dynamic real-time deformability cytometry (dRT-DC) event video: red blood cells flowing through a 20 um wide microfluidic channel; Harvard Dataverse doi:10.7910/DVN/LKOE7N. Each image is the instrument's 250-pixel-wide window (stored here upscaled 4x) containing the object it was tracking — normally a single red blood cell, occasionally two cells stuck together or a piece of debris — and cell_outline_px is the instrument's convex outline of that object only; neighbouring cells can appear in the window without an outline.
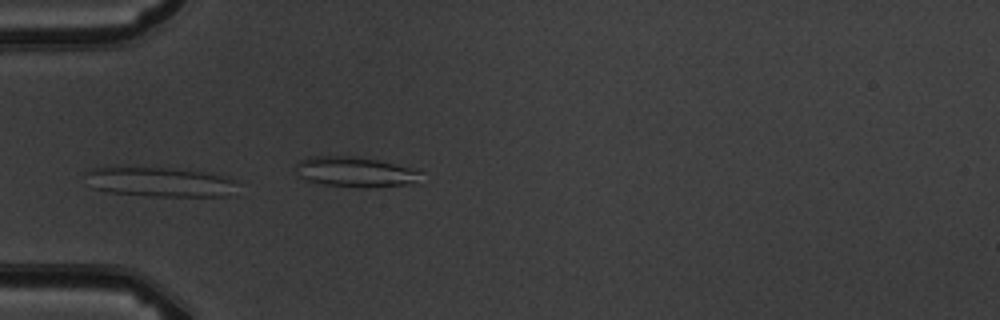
{"species": "common noctule bat (a hibernating species)", "species_latin": "Nyctalus noctula", "temperature_condition": "warm", "stored_images_in_passage": 5, "camera_frame_rate_fps": 3000, "um_per_image_px": 0.085, "animal": {"sex": "male", "body_mass_g": 19.5, "forearm_length_mm": 54.6}, "frame": {"image": 1, "passage_image": 3, "time_ms": 2.333, "image_size_px": [1000, 320], "cell_outline_px": [[240, 184], [236, 196], [152, 196], [108, 192], [92, 188], [84, 172], [92, 168], [172, 168], [200, 172], [220, 176], [232, 180]], "centroid_in_image_um": [13.65, 15.49], "position_along_channel_um": 71.4, "area_um2": 26.07}}
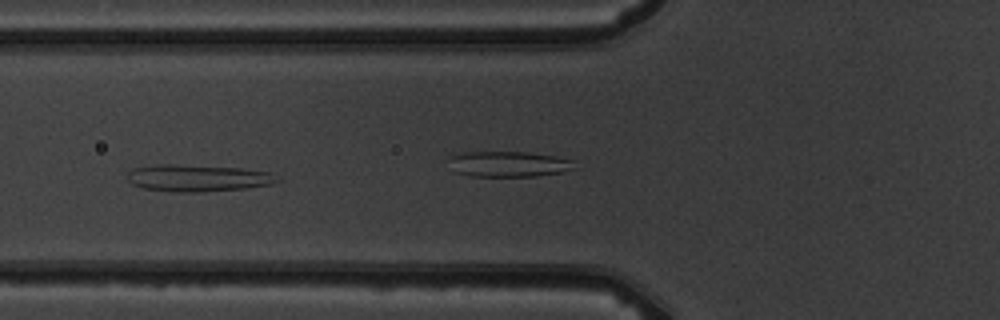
{"frame": {"image": 2, "passage_image": 4, "time_ms": 3.333, "image_size_px": [1000, 320], "cell_outline_px": [[280, 180], [272, 184], [244, 188], [200, 192], [172, 192], [144, 188], [132, 184], [128, 180], [128, 172], [132, 168], [160, 164], [176, 164], [240, 168], [268, 172]], "centroid_in_image_um": [16.76, 15.13], "position_along_channel_um": 109.0, "area_um2": 23.35}}